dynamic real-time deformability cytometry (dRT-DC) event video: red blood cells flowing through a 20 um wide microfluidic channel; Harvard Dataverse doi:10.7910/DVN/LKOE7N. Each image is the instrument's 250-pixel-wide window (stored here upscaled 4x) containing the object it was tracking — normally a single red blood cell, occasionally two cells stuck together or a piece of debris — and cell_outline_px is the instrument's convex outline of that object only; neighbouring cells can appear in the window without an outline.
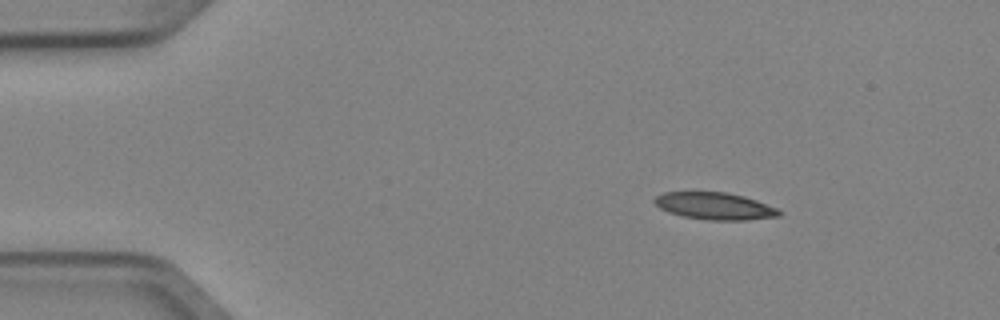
{"species": "Egyptian fruit bat (a non-hibernating species)", "species_latin": "Rousettus aegyptiacus", "temperature_condition": "cold", "stored_images_in_passage": 3, "camera_frame_rate_fps": 3000, "um_per_image_px": 0.085, "animal": {"sex": "female"}, "frame": {"image": 1, "passage_image": 1, "time_ms": 0.0, "image_size_px": [1000, 320], "cell_outline_px": [[784, 212], [780, 216], [748, 220], [708, 220], [684, 216], [668, 212], [660, 208], [652, 200], [656, 196], [664, 192], [724, 192], [744, 196], [780, 208]], "centroid_in_image_um": [60.81, 17.52], "position_along_channel_um": 24.2, "area_um2": 19.83}}